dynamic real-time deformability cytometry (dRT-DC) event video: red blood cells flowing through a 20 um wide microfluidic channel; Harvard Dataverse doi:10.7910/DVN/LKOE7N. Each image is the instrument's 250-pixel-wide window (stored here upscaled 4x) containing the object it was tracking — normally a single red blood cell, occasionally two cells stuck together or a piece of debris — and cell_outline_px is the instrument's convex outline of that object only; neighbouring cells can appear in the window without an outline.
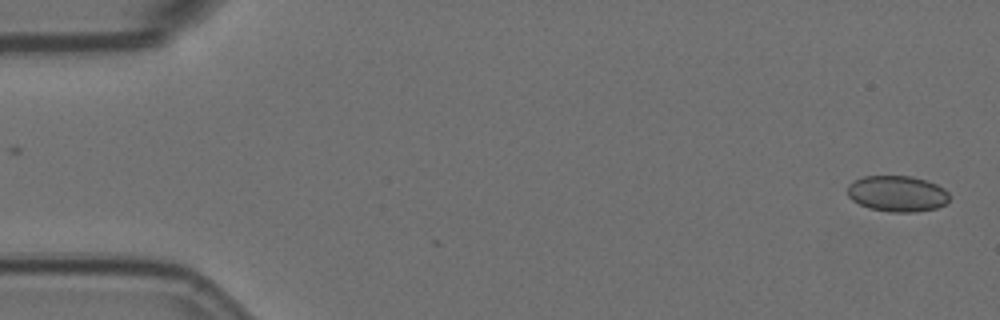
{"species": "Egyptian fruit bat (a non-hibernating species)", "species_latin": "Rousettus aegyptiacus", "temperature_condition": "room temperature", "stored_images_in_passage": 2, "camera_frame_rate_fps": 3000, "um_per_image_px": 0.085, "animal": {"sex": "female"}, "frame": {"image": 1, "passage_image": 2, "time_ms": 0.333, "image_size_px": [1000, 320], "cell_outline_px": [[948, 200], [944, 204], [936, 208], [912, 212], [888, 212], [868, 208], [852, 200], [848, 196], [848, 184], [864, 176], [912, 176], [936, 184], [944, 188], [948, 192]], "centroid_in_image_um": [76.25, 16.46], "position_along_channel_um": 8.8, "area_um2": 21.27}}